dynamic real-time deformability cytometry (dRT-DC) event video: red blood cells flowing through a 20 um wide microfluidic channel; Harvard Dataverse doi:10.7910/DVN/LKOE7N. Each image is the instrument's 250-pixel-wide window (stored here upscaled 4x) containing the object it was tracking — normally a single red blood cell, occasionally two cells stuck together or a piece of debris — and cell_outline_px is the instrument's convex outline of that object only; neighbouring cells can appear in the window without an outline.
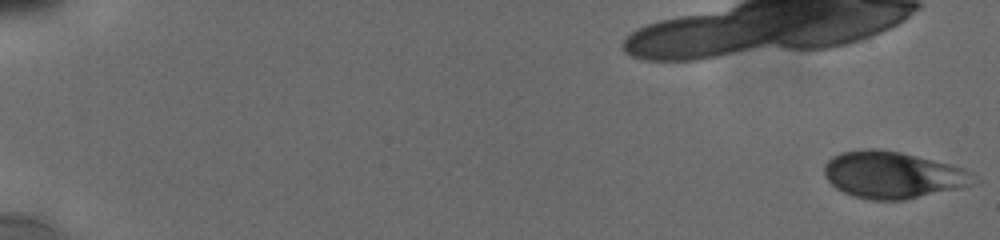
{"species": "human", "species_latin": "Homo sapiens", "temperature_condition": "cold", "stored_images_in_passage": 15, "camera_frame_rate_fps": 3000, "um_per_image_px": 0.085, "donor": {"sex": "male"}, "frame": {"image": 1, "passage_image": 1, "time_ms": 0.0, "image_size_px": [1000, 240], "cell_outline_px": [[980, 180], [960, 188], [904, 200], [868, 200], [852, 196], [836, 188], [824, 176], [824, 164], [832, 156], [840, 152], [868, 148], [872, 148], [900, 152], [964, 168], [972, 172]], "centroid_in_image_um": [75.87, 14.87], "position_along_channel_um": 9.1, "area_um2": 40.86}}
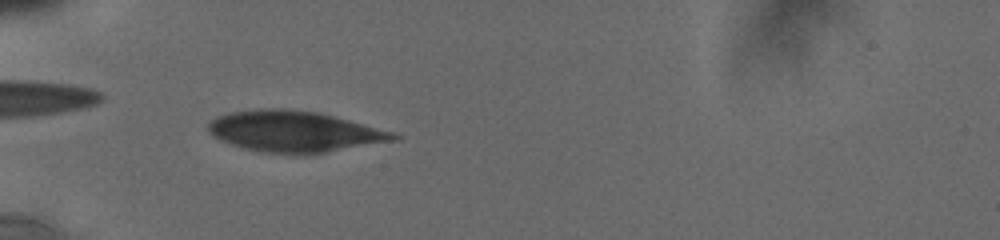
{"frame": {"image": 2, "passage_image": 12, "time_ms": 6.333, "image_size_px": [1000, 240], "cell_outline_px": [[404, 136], [400, 140], [304, 156], [296, 156], [260, 152], [244, 148], [220, 140], [208, 128], [208, 124], [216, 116], [228, 112], [260, 108], [288, 108], [320, 112], [400, 132]], "centroid_in_image_um": [25.17, 11.19], "position_along_channel_um": 59.8, "area_um2": 45.72}}
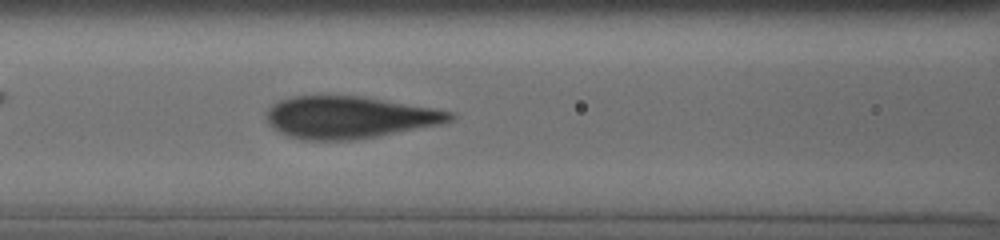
{"frame": {"image": 3, "passage_image": 15, "time_ms": 8.667, "image_size_px": [1000, 240], "cell_outline_px": [[456, 116], [452, 120], [444, 124], [360, 140], [300, 140], [288, 136], [272, 128], [268, 120], [268, 112], [280, 100], [296, 96], [360, 96], [452, 112]], "centroid_in_image_um": [29.73, 10.0], "position_along_channel_um": 136.9, "area_um2": 44.74}}